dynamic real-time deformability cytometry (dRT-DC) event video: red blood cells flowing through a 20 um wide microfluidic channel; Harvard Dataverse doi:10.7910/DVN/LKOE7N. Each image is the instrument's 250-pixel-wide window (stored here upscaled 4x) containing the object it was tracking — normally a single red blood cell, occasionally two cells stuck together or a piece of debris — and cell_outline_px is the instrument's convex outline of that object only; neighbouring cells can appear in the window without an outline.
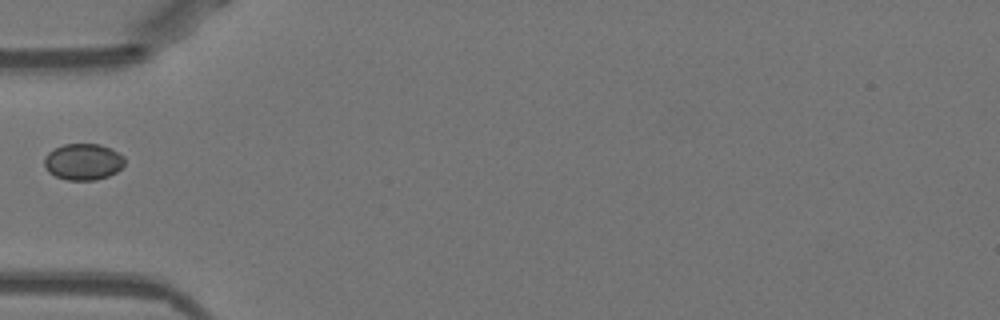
{"species": "Egyptian fruit bat (a non-hibernating species)", "species_latin": "Rousettus aegyptiacus", "temperature_condition": "warm", "stored_images_in_passage": 35, "camera_frame_rate_fps": 3000, "um_per_image_px": 0.085, "animal": {"sex": "female"}, "frame": {"image": 1, "passage_image": 1, "time_ms": 0.0, "image_size_px": [1000, 320], "cell_outline_px": [[124, 164], [116, 172], [108, 176], [96, 180], [68, 180], [56, 176], [48, 172], [44, 168], [44, 156], [48, 152], [64, 144], [100, 144], [112, 148], [124, 156]], "centroid_in_image_um": [7.06, 13.75], "position_along_channel_um": 77.9, "area_um2": 17.17}}
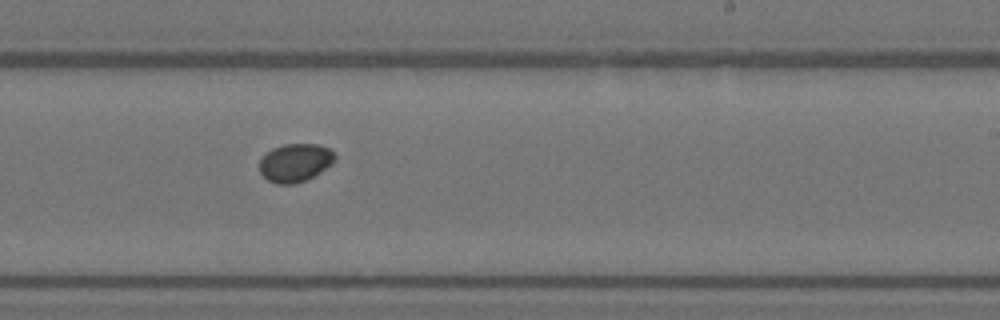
{"frame": {"image": 2, "passage_image": 15, "time_ms": 4.667, "image_size_px": [1000, 320], "cell_outline_px": [[336, 160], [332, 164], [320, 172], [296, 184], [276, 184], [268, 180], [260, 172], [260, 160], [272, 148], [284, 144], [320, 144], [328, 148], [336, 156]], "centroid_in_image_um": [25.1, 13.82], "position_along_channel_um": 263.9, "area_um2": 16.7}}
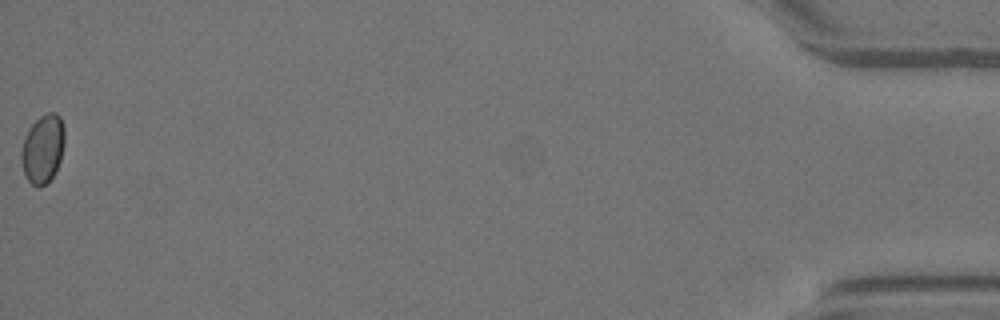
{"frame": {"image": 3, "passage_image": 35, "time_ms": 11.333, "image_size_px": [1000, 320], "cell_outline_px": [[64, 144], [60, 160], [56, 172], [44, 184], [32, 184], [28, 180], [24, 172], [20, 156], [20, 152], [28, 128], [40, 116], [48, 112], [56, 112], [60, 116], [64, 124]], "centroid_in_image_um": [3.65, 12.59], "position_along_channel_um": 431.5, "area_um2": 17.17}}